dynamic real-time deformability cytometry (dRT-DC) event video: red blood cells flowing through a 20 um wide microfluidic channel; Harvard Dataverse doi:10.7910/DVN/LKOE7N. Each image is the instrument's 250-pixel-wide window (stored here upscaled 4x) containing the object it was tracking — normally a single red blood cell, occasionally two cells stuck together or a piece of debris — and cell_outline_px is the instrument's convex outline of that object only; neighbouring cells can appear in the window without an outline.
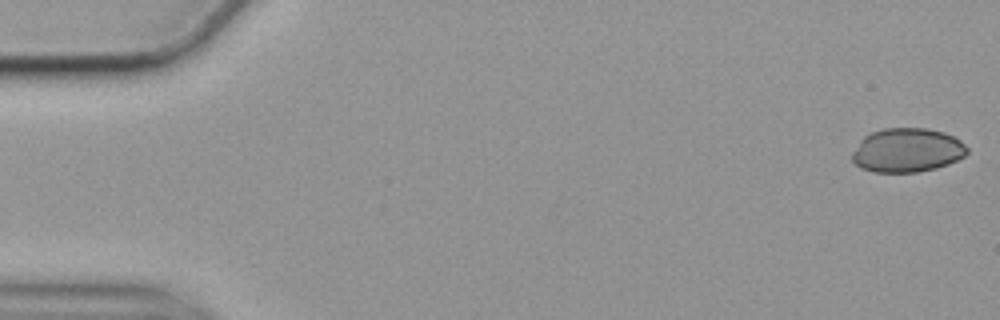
{"species": "common noctule bat (a hibernating species)", "species_latin": "Nyctalus noctula", "temperature_condition": "cold", "stored_images_in_passage": 41, "camera_frame_rate_fps": 3000, "um_per_image_px": 0.085, "animal": {"sex": "female", "body_mass_g": 19.9}, "frame": {"image": 1, "passage_image": 1, "time_ms": 0.0, "image_size_px": [1000, 320], "cell_outline_px": [[968, 152], [964, 156], [948, 164], [936, 168], [920, 172], [872, 172], [860, 168], [852, 160], [852, 152], [860, 140], [864, 136], [872, 132], [884, 128], [928, 128], [944, 132], [960, 140], [968, 148]], "centroid_in_image_um": [77.1, 12.77], "position_along_channel_um": 7.9, "area_um2": 29.65}}
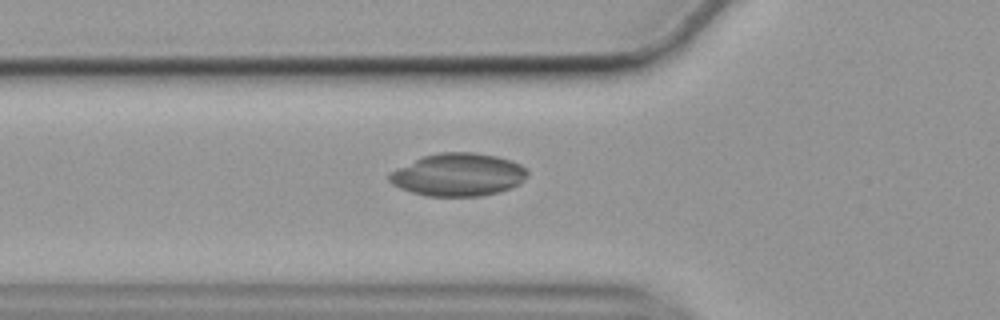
{"frame": {"image": 2, "passage_image": 19, "time_ms": 6.0, "image_size_px": [1000, 320], "cell_outline_px": [[528, 176], [520, 184], [500, 192], [480, 196], [428, 196], [412, 192], [400, 188], [392, 184], [388, 180], [388, 172], [396, 168], [424, 156], [440, 152], [472, 152], [496, 156], [512, 160], [520, 164], [528, 172]], "centroid_in_image_um": [38.95, 14.85], "position_along_channel_um": 86.9, "area_um2": 34.56}}
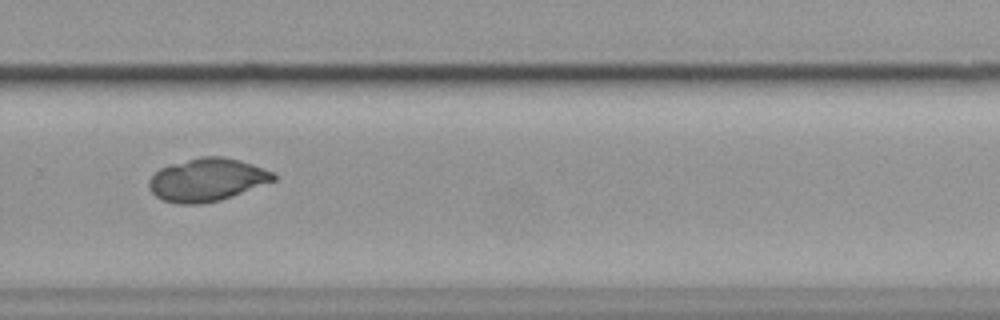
{"frame": {"image": 3, "passage_image": 38, "time_ms": 12.333, "image_size_px": [1000, 320], "cell_outline_px": [[276, 180], [232, 196], [220, 200], [200, 204], [176, 204], [160, 200], [148, 188], [148, 180], [160, 168], [172, 164], [200, 156], [220, 156], [240, 160], [252, 164], [272, 172], [276, 176]], "centroid_in_image_um": [17.56, 15.29], "position_along_channel_um": 312.2, "area_um2": 31.1}}